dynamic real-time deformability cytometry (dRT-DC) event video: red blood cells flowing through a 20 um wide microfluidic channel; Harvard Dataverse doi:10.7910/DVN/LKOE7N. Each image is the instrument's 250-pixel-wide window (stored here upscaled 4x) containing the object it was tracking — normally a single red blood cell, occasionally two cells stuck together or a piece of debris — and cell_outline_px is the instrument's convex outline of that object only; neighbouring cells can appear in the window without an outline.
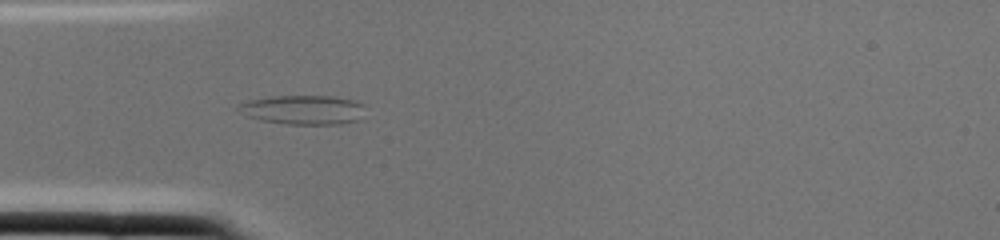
{"species": "common noctule bat (a hibernating species)", "species_latin": "Nyctalus noctula", "temperature_condition": "cold", "stored_images_in_passage": 2, "camera_frame_rate_fps": 3000, "um_per_image_px": 0.085, "animal": {"sex": "female", "body_mass_g": 22.0, "forearm_length_mm": 56.7}, "frame": {"image": 1, "passage_image": 2, "time_ms": 0.333, "image_size_px": [1000, 240], "cell_outline_px": [[364, 104], [360, 120], [340, 124], [288, 124], [260, 120], [248, 116], [236, 108], [236, 104], [248, 100], [272, 96], [332, 96], [356, 100]], "centroid_in_image_um": [25.77, 9.32], "position_along_channel_um": 59.2, "area_um2": 21.73}}